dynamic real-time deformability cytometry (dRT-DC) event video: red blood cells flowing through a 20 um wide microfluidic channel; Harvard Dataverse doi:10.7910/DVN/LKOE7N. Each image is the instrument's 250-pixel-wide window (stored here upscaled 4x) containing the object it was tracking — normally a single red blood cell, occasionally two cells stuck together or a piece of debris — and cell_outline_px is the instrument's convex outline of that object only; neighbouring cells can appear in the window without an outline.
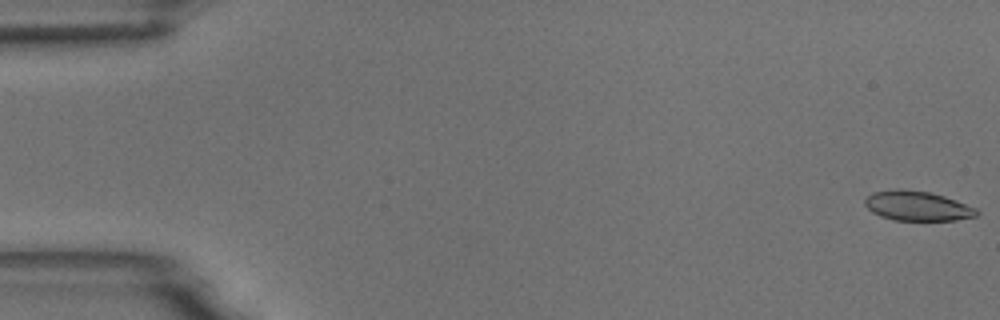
{"species": "common noctule bat (a hibernating species)", "species_latin": "Nyctalus noctula", "temperature_condition": "room temperature", "stored_images_in_passage": 55, "camera_frame_rate_fps": 3000, "um_per_image_px": 0.085, "animal": {"sex": "male", "body_mass_g": 18.8}, "frame": {"image": 1, "passage_image": 1, "time_ms": 0.0, "image_size_px": [1000, 320], "cell_outline_px": [[980, 212], [976, 216], [956, 220], [892, 220], [880, 216], [872, 212], [864, 204], [864, 200], [872, 192], [928, 192], [944, 196], [976, 208]], "centroid_in_image_um": [78.01, 17.56], "position_along_channel_um": 7.0, "area_um2": 18.5}}
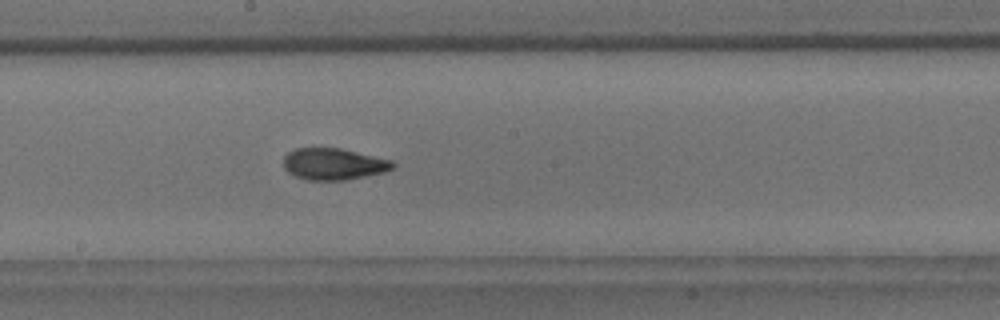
{"frame": {"image": 2, "passage_image": 30, "time_ms": 9.667, "image_size_px": [1000, 320], "cell_outline_px": [[396, 168], [384, 172], [348, 180], [308, 180], [296, 176], [288, 172], [284, 168], [284, 156], [288, 152], [296, 148], [340, 148], [392, 160], [396, 164]], "centroid_in_image_um": [28.39, 13.94], "position_along_channel_um": 219.8, "area_um2": 20.23}}
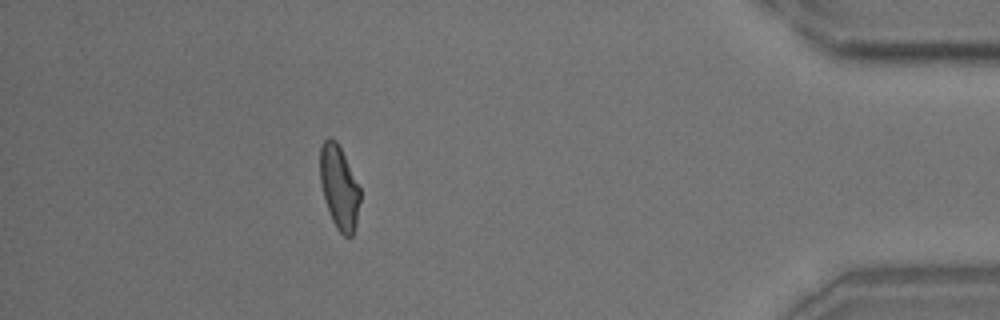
{"frame": {"image": 3, "passage_image": 49, "time_ms": 16.0, "image_size_px": [1000, 320], "cell_outline_px": [[360, 200], [356, 228], [352, 236], [344, 236], [336, 228], [332, 220], [320, 184], [320, 148], [324, 140], [328, 136], [332, 136], [336, 140], [360, 188]], "centroid_in_image_um": [28.83, 15.93], "position_along_channel_um": 406.4, "area_um2": 19.42}, "authors_computed_cell_mechanics": {"area_um2": 20.23, "velocity_mm_per_s": 3.7232, "shape_relaxation_time_tau1_ms": 5.3198, "shape_relaxation_time_tau2_ms": 1.9935, "deformation_change_tau1": 0.1532, "deformation_change_tau2": 0.0704}}